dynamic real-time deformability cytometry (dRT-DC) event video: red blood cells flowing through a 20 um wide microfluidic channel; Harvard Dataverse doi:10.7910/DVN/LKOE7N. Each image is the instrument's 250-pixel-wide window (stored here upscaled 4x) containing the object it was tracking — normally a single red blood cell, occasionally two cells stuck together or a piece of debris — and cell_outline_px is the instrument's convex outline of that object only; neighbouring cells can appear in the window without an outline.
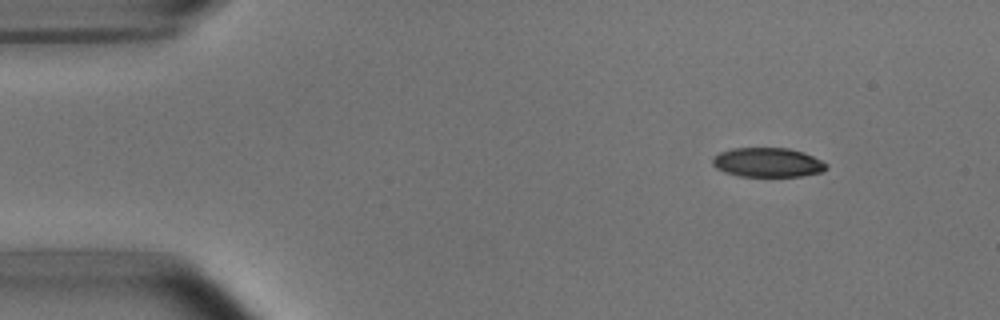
{"species": "common noctule bat (a hibernating species)", "species_latin": "Nyctalus noctula", "temperature_condition": "room temperature", "stored_images_in_passage": 6, "camera_frame_rate_fps": 3000, "um_per_image_px": 0.085, "animal": {"sex": "male", "body_mass_g": 15.6}, "frame": {"image": 1, "passage_image": 2, "time_ms": 1.0, "image_size_px": [1000, 320], "cell_outline_px": [[828, 168], [820, 172], [800, 176], [740, 176], [724, 172], [716, 168], [712, 164], [712, 156], [720, 152], [732, 148], [788, 148], [804, 152], [828, 164]], "centroid_in_image_um": [65.22, 13.8], "position_along_channel_um": 19.8, "area_um2": 19.48}}